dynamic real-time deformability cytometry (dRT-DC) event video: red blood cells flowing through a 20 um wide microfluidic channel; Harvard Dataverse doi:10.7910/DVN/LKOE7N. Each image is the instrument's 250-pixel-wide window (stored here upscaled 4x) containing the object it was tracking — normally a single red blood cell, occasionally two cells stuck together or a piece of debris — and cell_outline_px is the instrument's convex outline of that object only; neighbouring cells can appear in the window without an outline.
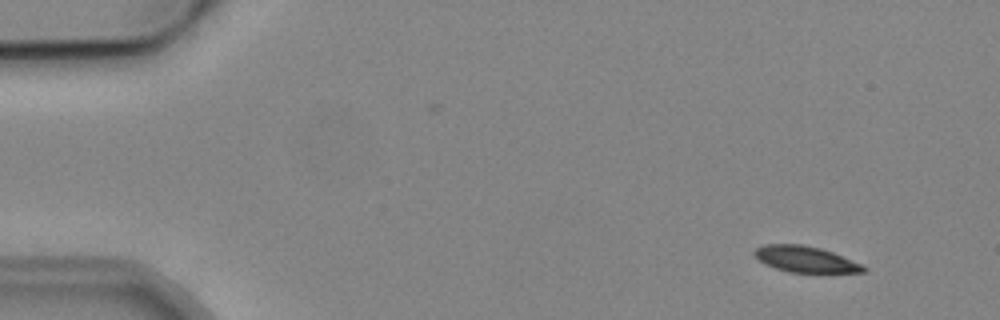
{"species": "common noctule bat (a hibernating species)", "species_latin": "Nyctalus noctula", "temperature_condition": "cold", "stored_images_in_passage": 4, "camera_frame_rate_fps": 3000, "um_per_image_px": 0.085, "animal": {"sex": "male", "body_mass_g": 19.2, "forearm_length_mm": 51.8}, "frame": {"image": 1, "passage_image": 1, "time_ms": 0.0, "image_size_px": [1000, 320], "cell_outline_px": [[868, 268], [864, 272], [788, 272], [764, 264], [752, 252], [756, 248], [764, 244], [800, 244], [820, 248], [832, 252], [860, 264]], "centroid_in_image_um": [68.42, 22.03], "position_along_channel_um": 16.6, "area_um2": 16.3}}
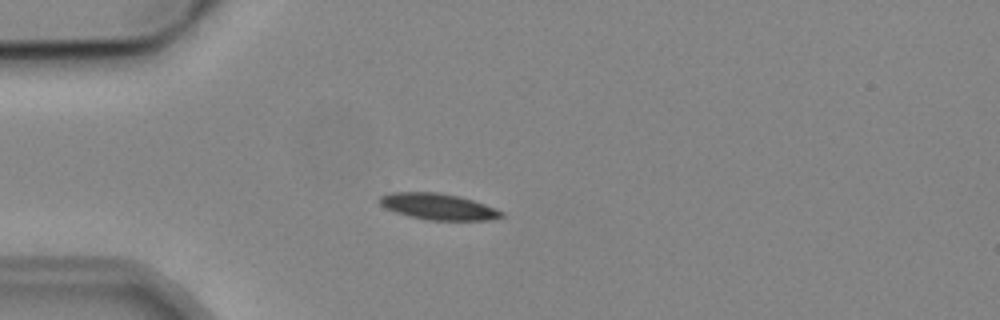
{"frame": {"image": 2, "passage_image": 4, "time_ms": 3.333, "image_size_px": [1000, 320], "cell_outline_px": [[504, 216], [488, 220], [428, 220], [396, 212], [384, 208], [380, 204], [380, 196], [388, 192], [440, 192], [460, 196], [496, 208], [504, 212]], "centroid_in_image_um": [37.25, 17.55], "position_along_channel_um": 47.8, "area_um2": 18.61}}